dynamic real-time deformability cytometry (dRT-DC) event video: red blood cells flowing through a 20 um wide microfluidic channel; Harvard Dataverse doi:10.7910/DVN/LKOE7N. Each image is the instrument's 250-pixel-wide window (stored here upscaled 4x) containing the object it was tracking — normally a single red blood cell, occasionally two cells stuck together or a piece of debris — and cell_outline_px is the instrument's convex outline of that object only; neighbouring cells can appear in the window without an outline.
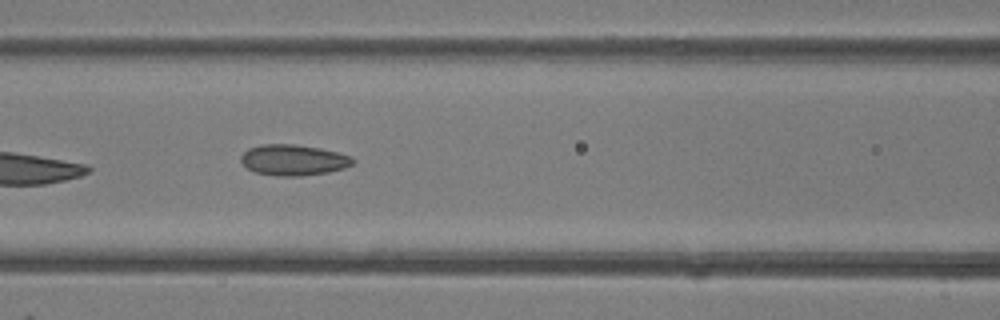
{"species": "common noctule bat (a hibernating species)", "species_latin": "Nyctalus noctula", "temperature_condition": "room temperature", "stored_images_in_passage": 5, "camera_frame_rate_fps": 3000, "um_per_image_px": 0.085, "animal": {"sex": "female"}, "frame": {"image": 1, "passage_image": 5, "time_ms": 4.333, "image_size_px": [1000, 320], "cell_outline_px": [[356, 160], [352, 164], [344, 168], [328, 172], [300, 176], [276, 176], [256, 172], [248, 168], [240, 160], [240, 156], [248, 148], [260, 144], [292, 144], [320, 148], [352, 156]], "centroid_in_image_um": [24.94, 13.59], "position_along_channel_um": 141.7, "area_um2": 20.11}}